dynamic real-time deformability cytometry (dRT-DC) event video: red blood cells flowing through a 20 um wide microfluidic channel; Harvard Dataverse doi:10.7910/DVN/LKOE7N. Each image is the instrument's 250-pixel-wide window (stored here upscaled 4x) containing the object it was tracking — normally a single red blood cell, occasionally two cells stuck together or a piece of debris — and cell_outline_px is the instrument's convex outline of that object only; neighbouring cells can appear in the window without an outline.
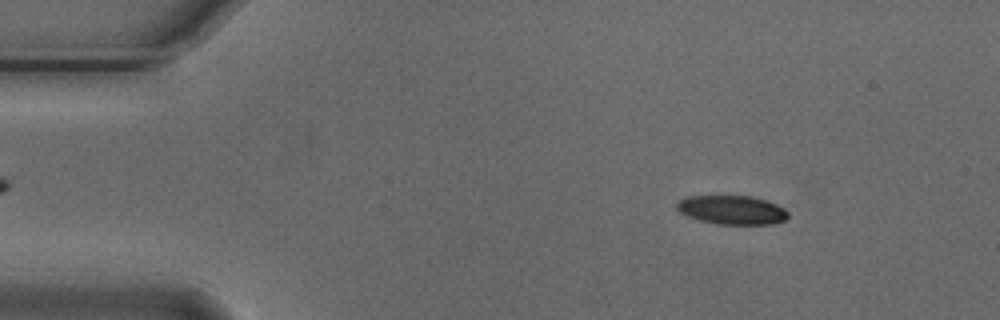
{"species": "Egyptian fruit bat (a non-hibernating species)", "species_latin": "Rousettus aegyptiacus", "temperature_condition": "cold", "stored_images_in_passage": 4, "camera_frame_rate_fps": 3000, "um_per_image_px": 0.085, "animal": {"sex": "male"}, "frame": {"image": 1, "passage_image": 2, "time_ms": 0.333, "image_size_px": [1000, 320], "cell_outline_px": [[788, 216], [784, 220], [772, 224], [716, 224], [700, 220], [688, 216], [680, 212], [676, 208], [676, 204], [680, 200], [688, 196], [752, 196], [776, 204], [784, 208], [788, 212]], "centroid_in_image_um": [62.21, 17.84], "position_along_channel_um": 22.8, "area_um2": 18.61}}